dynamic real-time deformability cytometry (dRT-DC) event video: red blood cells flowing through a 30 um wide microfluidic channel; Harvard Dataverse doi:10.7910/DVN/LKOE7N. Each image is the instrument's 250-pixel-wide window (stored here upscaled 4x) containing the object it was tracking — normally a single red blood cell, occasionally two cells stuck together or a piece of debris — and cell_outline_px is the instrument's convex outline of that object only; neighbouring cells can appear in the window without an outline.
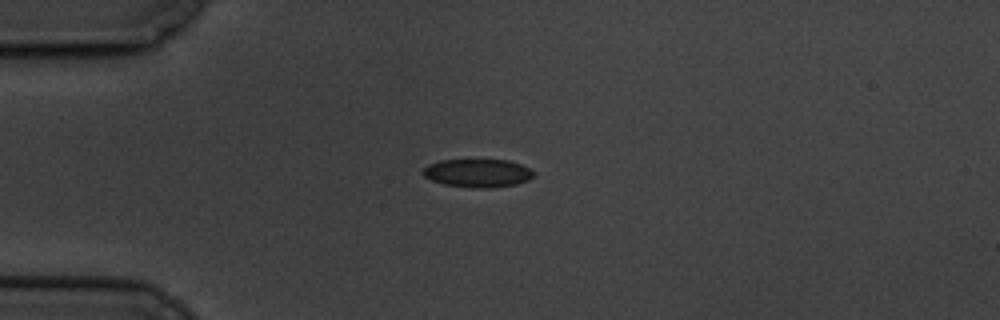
{"species": "common noctule bat (a hibernating species)", "species_latin": "Nyctalus noctula", "temperature_condition": "cold", "stored_images_in_passage": 5, "camera_frame_rate_fps": 3000, "um_per_image_px": 0.085, "animal": {"sex": "male", "body_mass_g": 19.5, "forearm_length_mm": 54.6}, "frame": {"image": 1, "passage_image": 1, "time_ms": 0.0, "image_size_px": [1000, 320], "cell_outline_px": [[536, 176], [528, 180], [516, 184], [492, 188], [476, 188], [444, 184], [432, 180], [424, 176], [424, 168], [428, 164], [440, 160], [508, 160], [520, 164], [536, 172]], "centroid_in_image_um": [40.65, 14.71], "position_along_channel_um": 44.4, "area_um2": 18.21}}
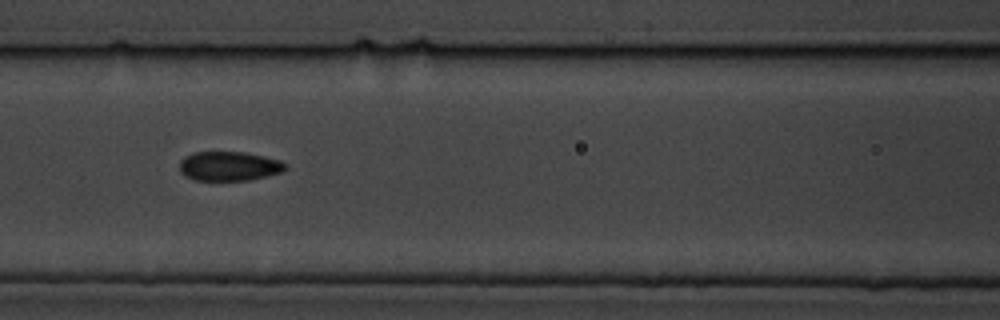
{"frame": {"image": 2, "passage_image": 4, "time_ms": 3.667, "image_size_px": [1000, 320], "cell_outline_px": [[288, 168], [280, 172], [248, 180], [192, 180], [184, 176], [180, 172], [180, 160], [184, 156], [196, 152], [244, 152], [264, 156], [280, 160], [288, 164]], "centroid_in_image_um": [19.45, 14.12], "position_along_channel_um": 147.1, "area_um2": 18.15}}
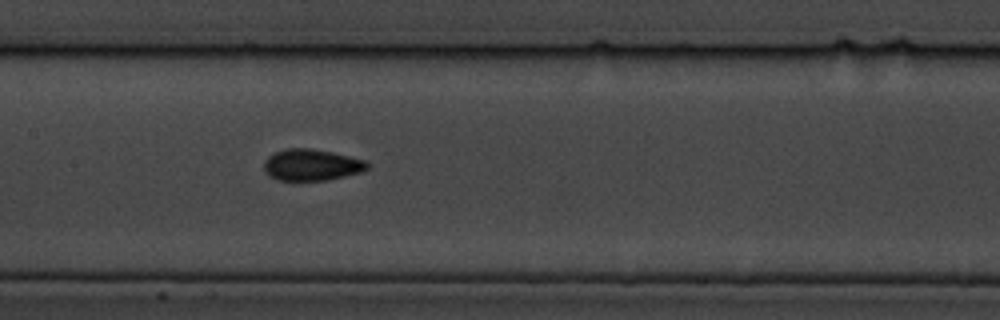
{"frame": {"image": 3, "passage_image": 5, "time_ms": 4.667, "image_size_px": [1000, 320], "cell_outline_px": [[368, 168], [360, 172], [328, 180], [276, 180], [268, 176], [264, 172], [264, 160], [268, 156], [276, 152], [288, 148], [308, 148], [332, 152], [364, 160], [368, 164]], "centroid_in_image_um": [26.43, 14.02], "position_along_channel_um": 181.0, "area_um2": 18.84}}